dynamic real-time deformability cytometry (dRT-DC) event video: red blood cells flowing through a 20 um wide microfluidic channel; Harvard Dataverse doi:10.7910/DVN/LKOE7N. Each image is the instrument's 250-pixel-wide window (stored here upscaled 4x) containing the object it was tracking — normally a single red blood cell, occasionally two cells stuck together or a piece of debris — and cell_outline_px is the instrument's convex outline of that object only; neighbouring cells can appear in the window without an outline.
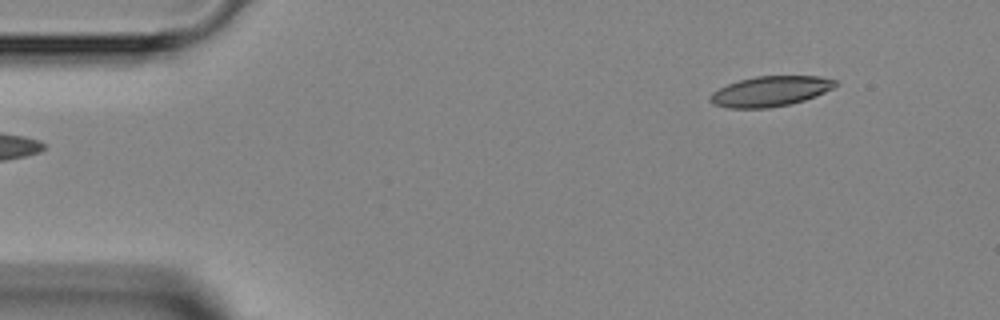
{"species": "Egyptian fruit bat (a non-hibernating species)", "species_latin": "Rousettus aegyptiacus", "temperature_condition": "room temperature", "stored_images_in_passage": 5, "segment_of_instrument_passage": [2, 2], "camera_frame_rate_fps": 3000, "um_per_image_px": 0.085, "animal": {"sex": "female"}, "frame": {"image": 1, "passage_image": 5, "time_ms": 4.333, "image_size_px": [1000, 320], "cell_outline_px": [[836, 84], [832, 88], [816, 96], [804, 100], [788, 104], [768, 108], [728, 108], [712, 104], [708, 100], [708, 96], [712, 92], [728, 84], [740, 80], [756, 76], [820, 76], [836, 80]], "centroid_in_image_um": [65.43, 7.76], "position_along_channel_um": 19.6, "area_um2": 21.96}}